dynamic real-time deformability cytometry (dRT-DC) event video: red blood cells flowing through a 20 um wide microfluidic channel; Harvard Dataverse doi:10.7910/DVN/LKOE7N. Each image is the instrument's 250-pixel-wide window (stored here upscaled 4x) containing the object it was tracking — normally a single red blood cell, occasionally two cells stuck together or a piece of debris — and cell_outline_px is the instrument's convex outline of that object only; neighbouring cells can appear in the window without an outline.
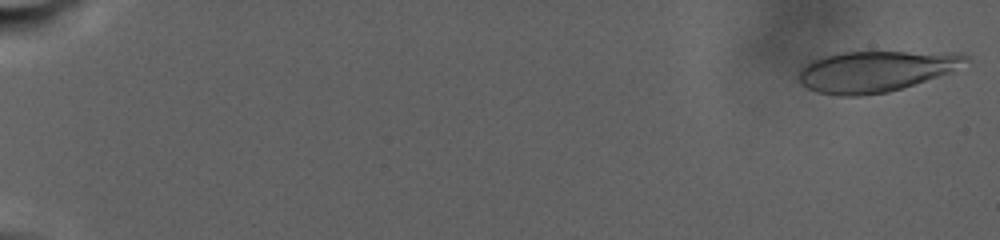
{"species": "human", "species_latin": "Homo sapiens", "temperature_condition": "warm", "stored_images_in_passage": 18, "camera_frame_rate_fps": 3000, "um_per_image_px": 0.085, "donor": {"sex": "male"}, "frame": {"image": 1, "passage_image": 1, "time_ms": 0.0, "image_size_px": [1000, 240], "cell_outline_px": [[972, 60], [952, 72], [888, 92], [860, 96], [840, 96], [816, 92], [800, 84], [800, 68], [804, 64], [820, 56], [840, 52], [960, 52], [968, 56]], "centroid_in_image_um": [74.45, 6.04], "position_along_channel_um": 10.5, "area_um2": 40.29}}